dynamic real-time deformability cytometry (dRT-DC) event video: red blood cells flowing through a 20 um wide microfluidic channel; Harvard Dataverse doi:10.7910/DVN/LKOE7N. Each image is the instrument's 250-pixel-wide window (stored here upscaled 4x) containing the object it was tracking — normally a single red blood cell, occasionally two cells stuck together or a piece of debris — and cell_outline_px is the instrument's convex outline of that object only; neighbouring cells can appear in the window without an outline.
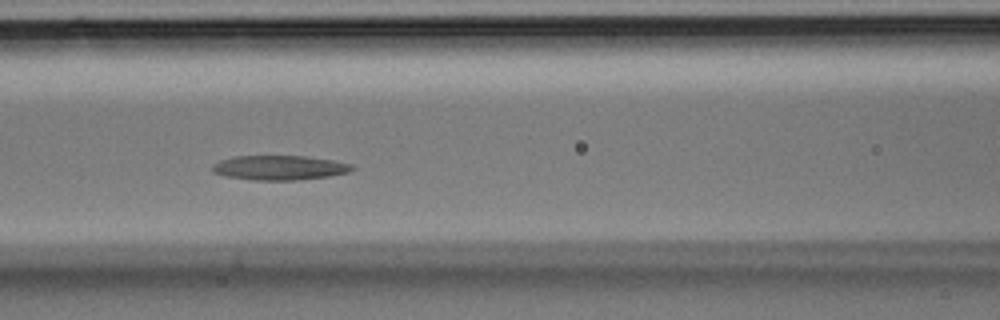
{"species": "Egyptian fruit bat (a non-hibernating species)", "species_latin": "Rousettus aegyptiacus", "temperature_condition": "room temperature", "stored_images_in_passage": 29, "segment_of_instrument_passage": [1, 2], "camera_frame_rate_fps": 3000, "um_per_image_px": 0.085, "animal": {"sex": "male"}, "frame": {"image": 1, "passage_image": 7, "time_ms": 2.0, "image_size_px": [1000, 320], "cell_outline_px": [[356, 168], [348, 172], [328, 176], [296, 180], [256, 180], [224, 176], [212, 172], [212, 164], [220, 160], [232, 156], [304, 156], [332, 160], [352, 164]], "centroid_in_image_um": [23.72, 14.25], "position_along_channel_um": 142.9, "area_um2": 20.0}}
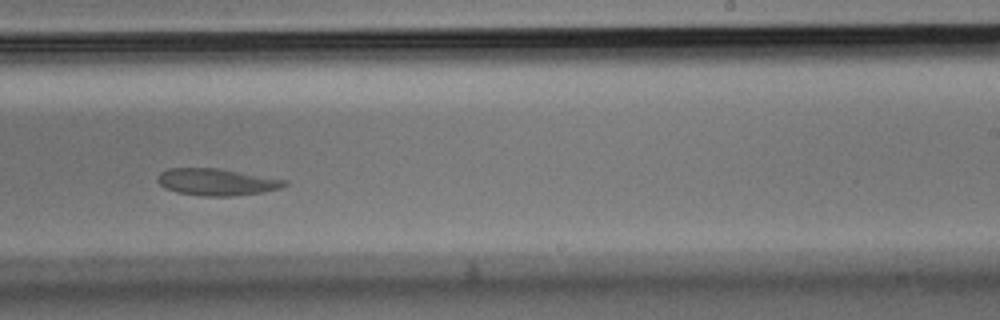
{"frame": {"image": 2, "passage_image": 14, "time_ms": 4.333, "image_size_px": [1000, 320], "cell_outline_px": [[288, 184], [280, 188], [264, 192], [228, 196], [204, 196], [176, 192], [164, 188], [156, 180], [156, 176], [160, 172], [168, 168], [220, 168], [288, 180]], "centroid_in_image_um": [18.4, 15.46], "position_along_channel_um": 270.6, "area_um2": 20.06}}
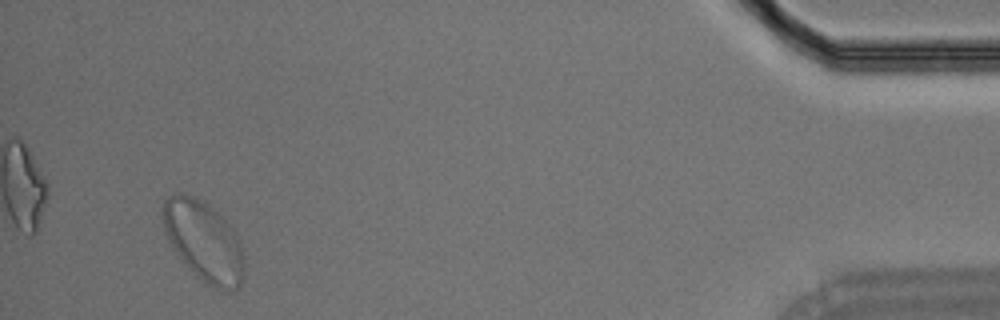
{"frame": {"image": 3, "passage_image": 26, "time_ms": 8.333, "image_size_px": [1000, 320], "cell_outline_px": [[244, 276], [240, 284], [236, 288], [216, 288], [208, 284], [196, 276], [192, 272], [172, 248], [164, 228], [164, 200], [172, 192], [184, 192], [208, 204], [232, 228], [240, 244], [244, 256]], "centroid_in_image_um": [17.31, 20.48], "position_along_channel_um": 417.9, "area_um2": 37.4}}